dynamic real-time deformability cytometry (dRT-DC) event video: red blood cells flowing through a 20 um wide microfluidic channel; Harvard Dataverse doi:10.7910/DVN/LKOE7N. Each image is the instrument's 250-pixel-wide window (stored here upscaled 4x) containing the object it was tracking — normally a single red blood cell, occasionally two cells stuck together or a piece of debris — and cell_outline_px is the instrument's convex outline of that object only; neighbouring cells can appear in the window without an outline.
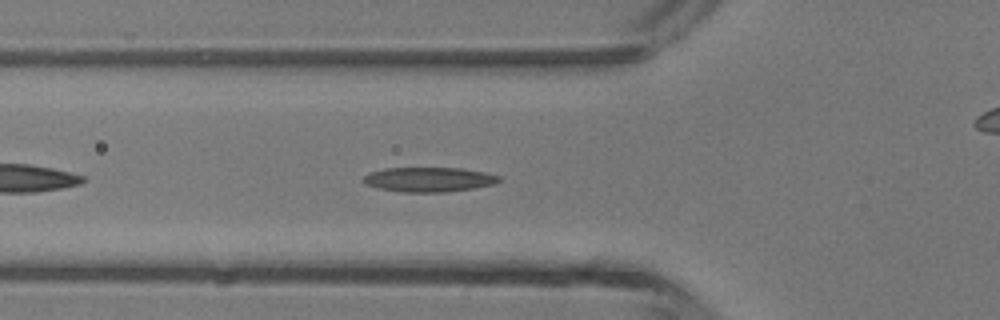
{"species": "common noctule bat (a hibernating species)", "species_latin": "Nyctalus noctula", "temperature_condition": "room temperature", "stored_images_in_passage": 25, "camera_frame_rate_fps": 3000, "um_per_image_px": 0.085, "animal": {"sex": "male", "body_mass_g": 13.3}, "frame": {"image": 1, "passage_image": 5, "time_ms": 1.333, "image_size_px": [1000, 320], "cell_outline_px": [[504, 180], [496, 184], [472, 188], [444, 192], [400, 192], [376, 188], [364, 184], [360, 180], [368, 172], [384, 168], [460, 168], [484, 172], [500, 176]], "centroid_in_image_um": [36.42, 15.26], "position_along_channel_um": 89.4, "area_um2": 19.77}}
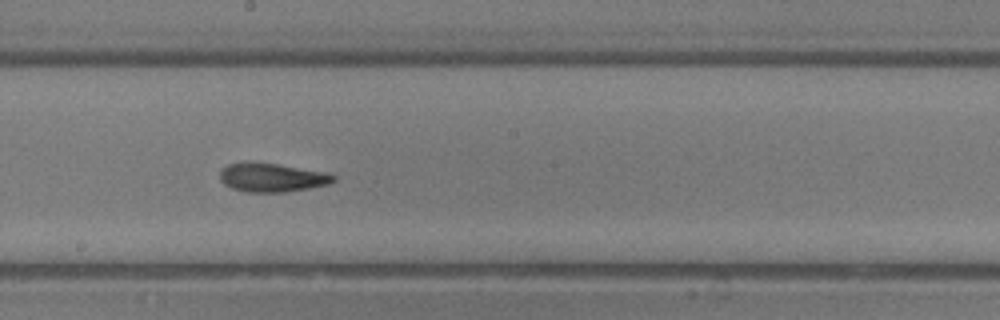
{"frame": {"image": 2, "passage_image": 14, "time_ms": 4.333, "image_size_px": [1000, 320], "cell_outline_px": [[336, 180], [328, 184], [308, 188], [284, 192], [248, 192], [232, 188], [224, 184], [220, 180], [220, 168], [228, 164], [248, 160], [276, 164], [328, 172], [336, 176]], "centroid_in_image_um": [23.08, 15.06], "position_along_channel_um": 225.1, "area_um2": 19.31}}
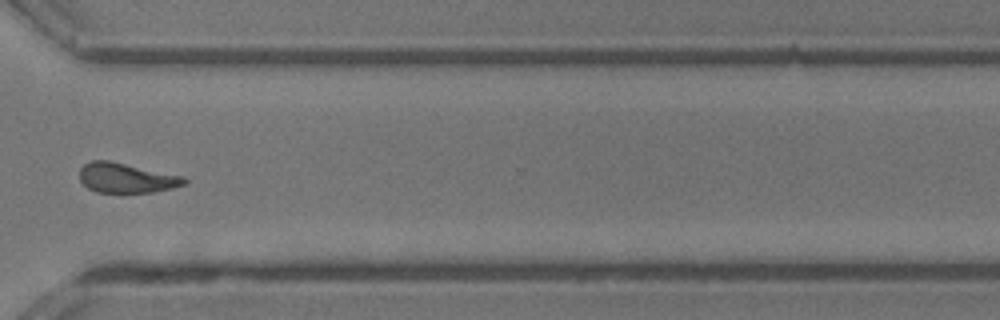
{"frame": {"image": 3, "passage_image": 23, "time_ms": 7.333, "image_size_px": [1000, 320], "cell_outline_px": [[188, 180], [184, 184], [172, 188], [152, 192], [96, 192], [88, 188], [80, 180], [80, 168], [84, 164], [92, 160], [108, 160], [184, 176]], "centroid_in_image_um": [10.73, 15.12], "position_along_channel_um": 359.9, "area_um2": 18.09}, "authors_computed_cell_mechanics": {"area_um2": 19.074, "velocity_mm_per_s": 4.5018, "shape_relaxation_time_tau1_ms": 4.036, "shape_relaxation_time_tau2_ms": 2.7947, "deformation_change_tau1": 0.1619, "deformation_change_tau2": 0.119}}